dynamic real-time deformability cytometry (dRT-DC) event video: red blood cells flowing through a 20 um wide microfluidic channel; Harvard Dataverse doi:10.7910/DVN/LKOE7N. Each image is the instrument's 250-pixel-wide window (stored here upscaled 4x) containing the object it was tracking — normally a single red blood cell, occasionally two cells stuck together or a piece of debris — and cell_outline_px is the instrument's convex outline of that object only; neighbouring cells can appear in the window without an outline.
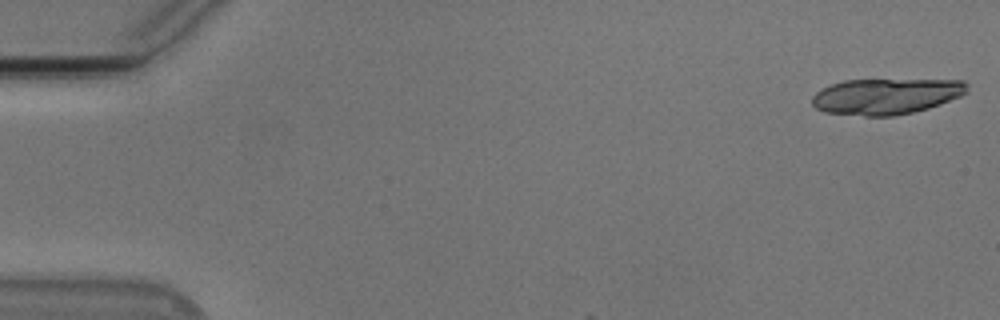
{"species": "Egyptian fruit bat (a non-hibernating species)", "species_latin": "Rousettus aegyptiacus", "temperature_condition": "cold", "stored_images_in_passage": 8, "camera_frame_rate_fps": 3000, "um_per_image_px": 0.085, "animal": {"sex": "male"}, "frame": {"image": 1, "passage_image": 1, "time_ms": 0.0, "image_size_px": [1000, 320], "cell_outline_px": [[968, 92], [960, 96], [940, 104], [928, 108], [912, 112], [892, 116], [864, 116], [824, 112], [816, 108], [812, 104], [812, 96], [816, 92], [832, 84], [844, 80], [964, 80], [968, 84]], "centroid_in_image_um": [75.32, 8.18], "position_along_channel_um": 9.7, "area_um2": 32.37}}